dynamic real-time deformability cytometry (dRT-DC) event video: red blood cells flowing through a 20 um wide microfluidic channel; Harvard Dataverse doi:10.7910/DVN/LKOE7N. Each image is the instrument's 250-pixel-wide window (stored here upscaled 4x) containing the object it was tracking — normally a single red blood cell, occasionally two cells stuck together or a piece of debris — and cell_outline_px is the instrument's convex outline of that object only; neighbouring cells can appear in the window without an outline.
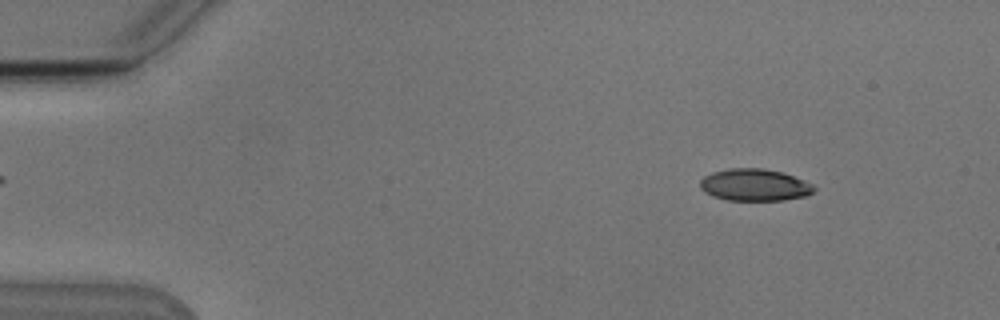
{"species": "Egyptian fruit bat (a non-hibernating species)", "species_latin": "Rousettus aegyptiacus", "temperature_condition": "cold", "stored_images_in_passage": 53, "camera_frame_rate_fps": 3000, "um_per_image_px": 0.085, "animal": {"sex": "male"}, "frame": {"image": 1, "passage_image": 6, "time_ms": 1.667, "image_size_px": [1000, 320], "cell_outline_px": [[816, 188], [812, 192], [804, 196], [784, 200], [724, 200], [712, 196], [704, 192], [700, 188], [700, 180], [704, 176], [712, 172], [728, 168], [764, 168], [784, 172], [804, 180], [812, 184]], "centroid_in_image_um": [64.11, 15.71], "position_along_channel_um": 20.9, "area_um2": 21.44}}
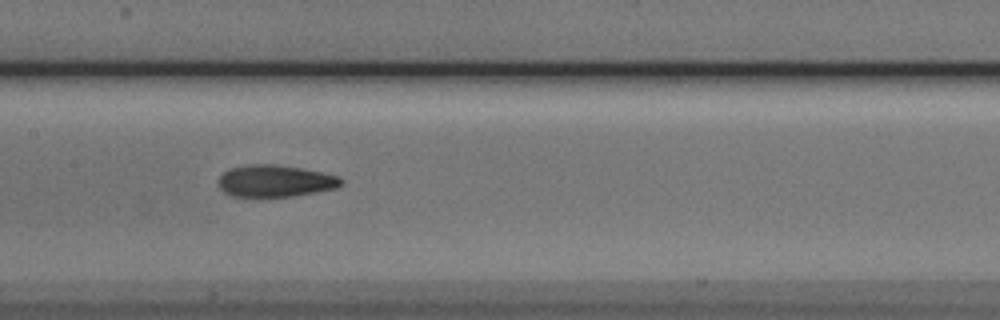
{"frame": {"image": 2, "passage_image": 26, "time_ms": 8.333, "image_size_px": [1000, 320], "cell_outline_px": [[344, 184], [336, 188], [316, 192], [292, 196], [232, 196], [224, 192], [216, 184], [216, 180], [228, 168], [252, 164], [276, 164], [300, 168], [340, 176], [344, 180]], "centroid_in_image_um": [23.38, 15.37], "position_along_channel_um": 184.0, "area_um2": 22.95}}
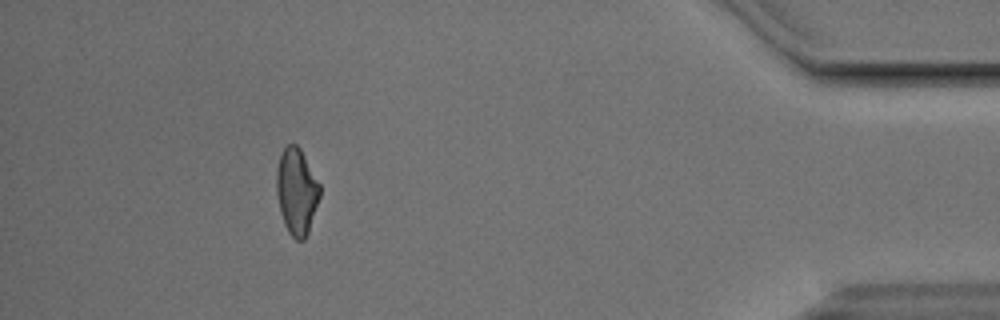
{"frame": {"image": 3, "passage_image": 48, "time_ms": 15.667, "image_size_px": [1000, 320], "cell_outline_px": [[320, 196], [308, 232], [304, 240], [296, 240], [288, 232], [284, 224], [280, 212], [276, 192], [276, 168], [280, 152], [288, 144], [296, 144], [300, 148], [320, 184]], "centroid_in_image_um": [25.19, 16.25], "position_along_channel_um": 410.0, "area_um2": 21.91}, "authors_computed_cell_mechanics": {"area_um2": 22.0796, "velocity_mm_per_s": 3.8281, "shape_relaxation_time_tau1_ms": 4.2433, "shape_relaxation_time_tau2_ms": 3.9684, "deformation_change_tau1": 0.1499, "deformation_change_tau2": 0.1133}}